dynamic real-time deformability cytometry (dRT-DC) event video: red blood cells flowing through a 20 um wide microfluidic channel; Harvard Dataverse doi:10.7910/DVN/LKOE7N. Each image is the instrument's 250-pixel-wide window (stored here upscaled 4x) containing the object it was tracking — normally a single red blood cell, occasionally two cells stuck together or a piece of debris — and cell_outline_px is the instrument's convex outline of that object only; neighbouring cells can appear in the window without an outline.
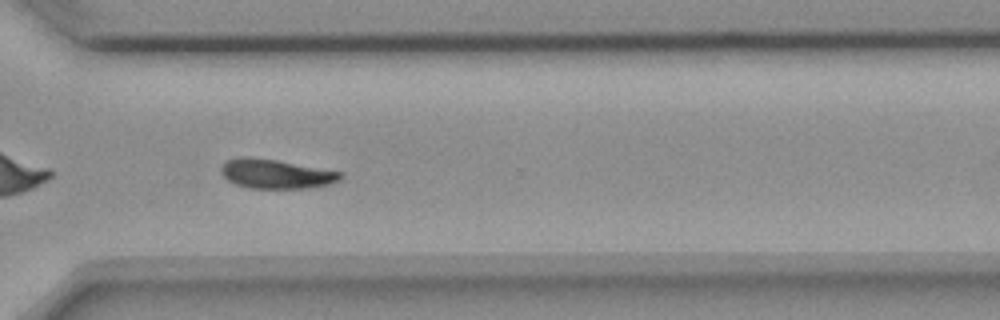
{"species": "common noctule bat (a hibernating species)", "species_latin": "Nyctalus noctula", "temperature_condition": "room temperature", "stored_images_in_passage": 56, "camera_frame_rate_fps": 3000, "um_per_image_px": 0.085, "animal": {"sex": "female", "body_mass_g": 18.4}, "frame": {"image": 1, "passage_image": 40, "time_ms": 13.0, "image_size_px": [1000, 320], "cell_outline_px": [[344, 176], [340, 180], [332, 184], [316, 188], [248, 188], [236, 184], [228, 180], [220, 172], [220, 168], [228, 160], [240, 156], [248, 156], [276, 160], [344, 172]], "centroid_in_image_um": [23.52, 14.79], "position_along_channel_um": 347.1, "area_um2": 20.63}, "authors_computed_cell_mechanics": {"area_um2": 21.5305, "velocity_mm_per_s": 3.6325, "shape_relaxation_time_tau1_ms": 3.9999, "shape_relaxation_time_tau2_ms": null, "deformation_change_tau1": 0.1146, "deformation_change_tau2": null}}